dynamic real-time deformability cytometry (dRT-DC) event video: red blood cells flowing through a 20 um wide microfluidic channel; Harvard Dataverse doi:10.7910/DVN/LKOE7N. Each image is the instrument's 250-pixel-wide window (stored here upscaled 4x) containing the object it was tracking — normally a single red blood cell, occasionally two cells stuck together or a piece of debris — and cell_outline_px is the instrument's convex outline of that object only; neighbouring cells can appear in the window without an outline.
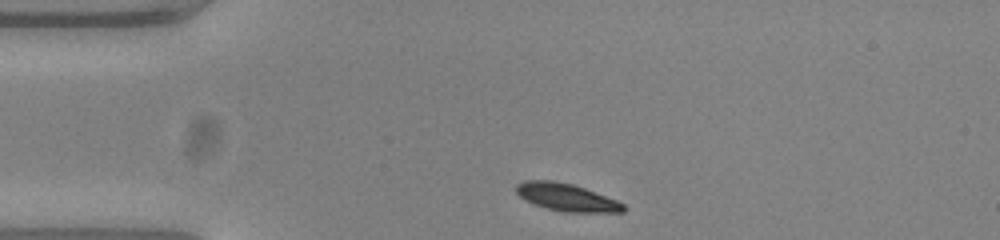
{"species": "common noctule bat (a hibernating species)", "species_latin": "Nyctalus noctula", "temperature_condition": "warm", "stored_images_in_passage": 34, "camera_frame_rate_fps": 3000, "um_per_image_px": 0.085, "animal": {"sex": "female", "body_mass_g": 23.0, "forearm_length_mm": 53.4}, "frame": {"image": 1, "passage_image": 1, "time_ms": 0.0, "image_size_px": [1000, 240], "cell_outline_px": [[624, 212], [564, 212], [532, 204], [524, 200], [516, 192], [516, 184], [524, 180], [552, 180], [572, 184], [584, 188], [616, 200], [624, 204]], "centroid_in_image_um": [48.11, 16.76], "position_along_channel_um": 36.9, "area_um2": 17.11}}
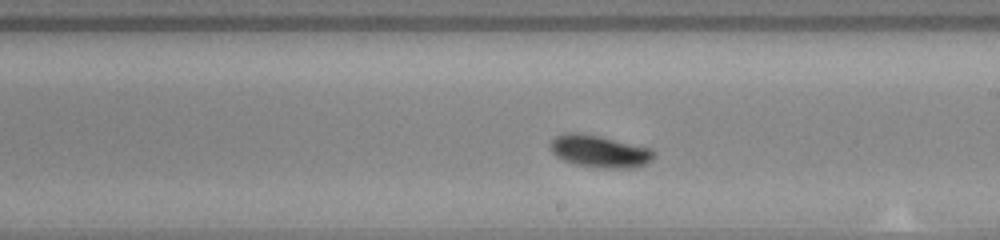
{"frame": {"image": 2, "passage_image": 20, "time_ms": 6.333, "image_size_px": [1000, 240], "cell_outline_px": [[656, 152], [652, 160], [636, 168], [600, 168], [572, 164], [556, 156], [552, 152], [552, 140], [556, 136], [568, 132], [576, 132], [596, 136], [652, 148]], "centroid_in_image_um": [50.99, 12.88], "position_along_channel_um": 238.0, "area_um2": 19.31}}
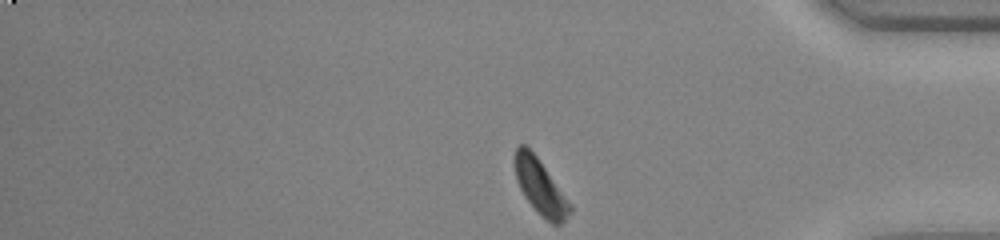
{"frame": {"image": 3, "passage_image": 34, "time_ms": 11.0, "image_size_px": [1000, 240], "cell_outline_px": [[572, 212], [560, 224], [552, 224], [524, 196], [516, 180], [516, 148], [520, 144], [524, 144], [536, 156], [572, 204]], "centroid_in_image_um": [45.96, 15.9], "position_along_channel_um": 389.2, "area_um2": 16.99}, "authors_computed_cell_mechanics": {"area_um2": 18.4671, "velocity_mm_per_s": 3.7275, "shape_relaxation_time_tau1_ms": 2.2999, "shape_relaxation_time_tau2_ms": null, "deformation_change_tau1": 0.1482, "deformation_change_tau2": null}}